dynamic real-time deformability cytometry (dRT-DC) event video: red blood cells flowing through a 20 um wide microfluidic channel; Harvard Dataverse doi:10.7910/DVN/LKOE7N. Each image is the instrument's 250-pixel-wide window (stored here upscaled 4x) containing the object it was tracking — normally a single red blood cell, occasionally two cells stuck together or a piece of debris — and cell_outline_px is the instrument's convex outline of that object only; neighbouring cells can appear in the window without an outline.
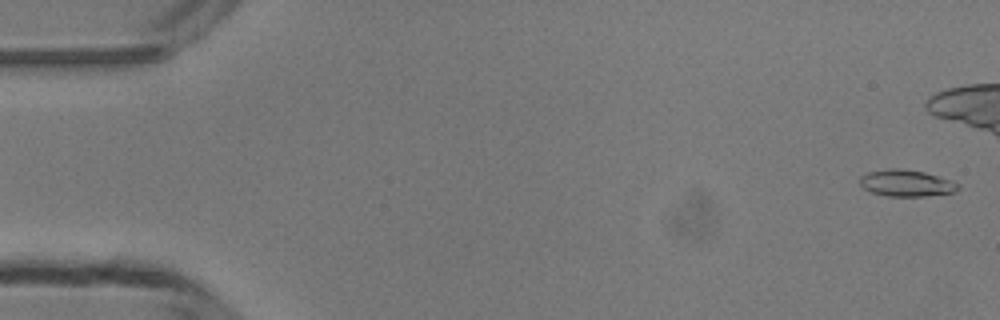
{"species": "common noctule bat (a hibernating species)", "species_latin": "Nyctalus noctula", "temperature_condition": "room temperature", "stored_images_in_passage": 39, "camera_frame_rate_fps": 3000, "um_per_image_px": 0.085, "animal": {"sex": "male", "body_mass_g": 13.3}, "frame": {"image": 1, "passage_image": 2, "time_ms": 0.333, "image_size_px": [1000, 320], "cell_outline_px": [[960, 188], [956, 192], [924, 196], [888, 196], [872, 192], [864, 188], [860, 184], [860, 176], [868, 172], [888, 168], [900, 168], [924, 172], [960, 184]], "centroid_in_image_um": [77.03, 15.56], "position_along_channel_um": 8.0, "area_um2": 15.14}}
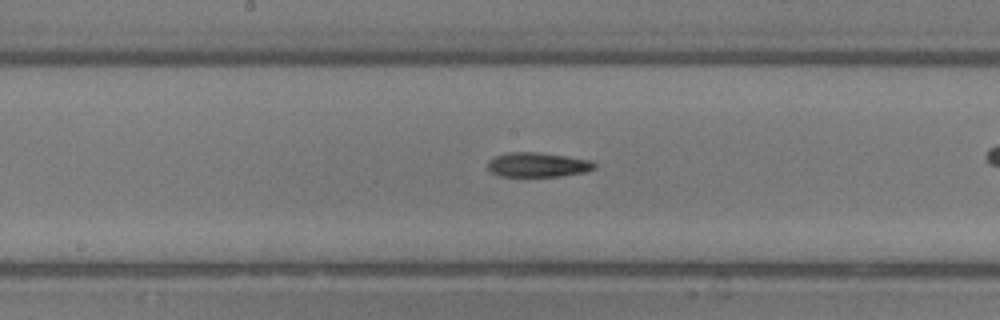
{"frame": {"image": 2, "passage_image": 26, "time_ms": 8.333, "image_size_px": [1000, 320], "cell_outline_px": [[596, 168], [584, 172], [560, 176], [500, 176], [492, 172], [488, 168], [488, 160], [496, 156], [508, 152], [540, 152], [568, 156], [592, 160], [596, 164]], "centroid_in_image_um": [45.73, 13.99], "position_along_channel_um": 202.5, "area_um2": 15.32}}
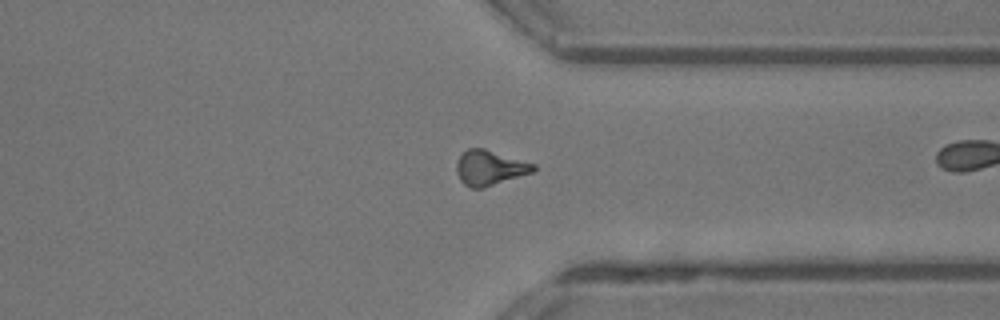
{"frame": {"image": 3, "passage_image": 38, "time_ms": 12.333, "image_size_px": [1000, 320], "cell_outline_px": [[536, 172], [484, 188], [472, 188], [464, 184], [460, 180], [456, 172], [456, 164], [460, 156], [468, 148], [484, 148], [536, 164]], "centroid_in_image_um": [41.66, 14.27], "position_along_channel_um": 369.7, "area_um2": 15.9}}